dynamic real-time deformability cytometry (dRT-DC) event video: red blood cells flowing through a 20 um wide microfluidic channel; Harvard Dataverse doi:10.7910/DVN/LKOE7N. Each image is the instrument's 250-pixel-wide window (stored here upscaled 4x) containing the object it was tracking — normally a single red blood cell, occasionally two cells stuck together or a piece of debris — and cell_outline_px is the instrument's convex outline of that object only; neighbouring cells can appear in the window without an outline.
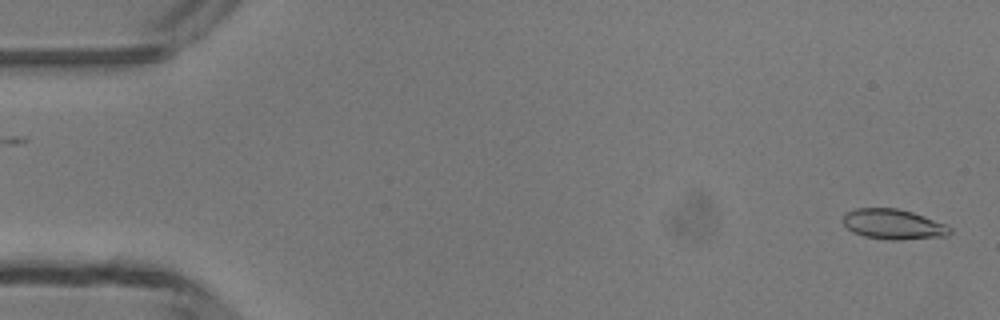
{"species": "common noctule bat (a hibernating species)", "species_latin": "Nyctalus noctula", "temperature_condition": "room temperature", "stored_images_in_passage": 2, "camera_frame_rate_fps": 3000, "um_per_image_px": 0.085, "animal": {"sex": "male", "body_mass_g": 13.3}, "frame": {"image": 1, "passage_image": 2, "time_ms": 1.0, "image_size_px": [1000, 320], "cell_outline_px": [[952, 232], [948, 236], [900, 240], [892, 240], [864, 236], [852, 232], [840, 220], [844, 212], [856, 208], [896, 208], [912, 212], [948, 224], [952, 228]], "centroid_in_image_um": [75.93, 19.06], "position_along_channel_um": 9.1, "area_um2": 19.13}}